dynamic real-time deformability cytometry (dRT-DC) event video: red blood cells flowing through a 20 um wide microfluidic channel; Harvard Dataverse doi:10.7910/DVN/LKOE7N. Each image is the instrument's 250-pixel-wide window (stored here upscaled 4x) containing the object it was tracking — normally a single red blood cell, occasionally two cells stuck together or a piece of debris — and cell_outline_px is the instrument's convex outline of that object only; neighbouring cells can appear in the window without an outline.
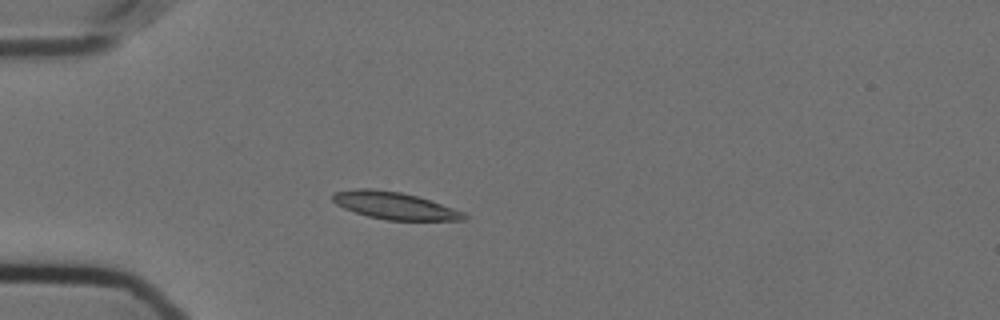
{"species": "Egyptian fruit bat (a non-hibernating species)", "species_latin": "Rousettus aegyptiacus", "temperature_condition": "cold", "stored_images_in_passage": 42, "camera_frame_rate_fps": 3000, "um_per_image_px": 0.085, "animal": {"sex": "female"}, "frame": {"image": 1, "passage_image": 1, "time_ms": 0.0, "image_size_px": [1000, 320], "cell_outline_px": [[472, 216], [468, 220], [388, 220], [368, 216], [344, 208], [336, 204], [332, 200], [332, 192], [356, 188], [372, 188], [400, 192], [416, 196], [464, 212]], "centroid_in_image_um": [33.54, 17.47], "position_along_channel_um": 51.5, "area_um2": 20.81}}
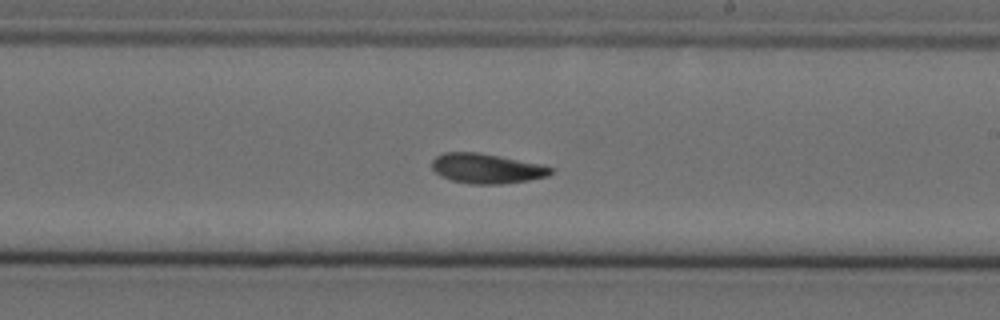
{"frame": {"image": 2, "passage_image": 19, "time_ms": 6.0, "image_size_px": [1000, 320], "cell_outline_px": [[552, 172], [548, 176], [528, 180], [500, 184], [472, 184], [452, 180], [440, 176], [432, 168], [432, 160], [436, 156], [444, 152], [476, 152], [540, 164], [552, 168]], "centroid_in_image_um": [41.32, 14.32], "position_along_channel_um": 247.7, "area_um2": 20.4}}
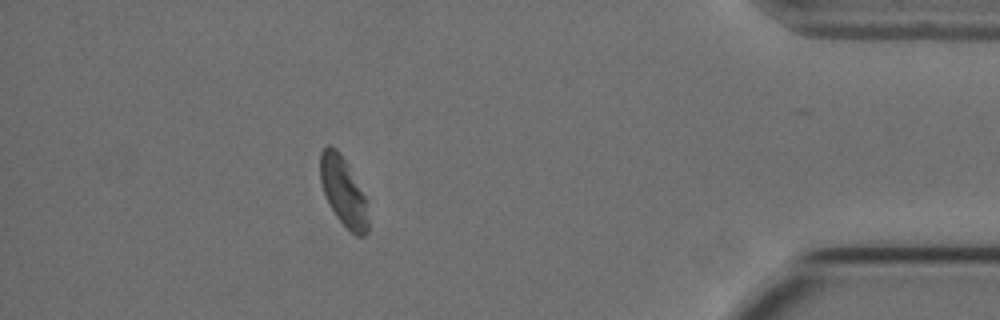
{"frame": {"image": 3, "passage_image": 36, "time_ms": 11.667, "image_size_px": [1000, 320], "cell_outline_px": [[368, 232], [364, 236], [356, 236], [336, 216], [324, 192], [320, 180], [320, 152], [328, 144], [336, 148], [340, 152], [368, 200]], "centroid_in_image_um": [29.21, 16.27], "position_along_channel_um": 406.0, "area_um2": 19.19}, "authors_computed_cell_mechanics": {"area_um2": 20.4034, "velocity_mm_per_s": 3.5291, "shape_relaxation_time_tau1_ms": 8.1747, "shape_relaxation_time_tau2_ms": 5.106, "deformation_change_tau1": 0.1782, "deformation_change_tau2": 0.1067}}